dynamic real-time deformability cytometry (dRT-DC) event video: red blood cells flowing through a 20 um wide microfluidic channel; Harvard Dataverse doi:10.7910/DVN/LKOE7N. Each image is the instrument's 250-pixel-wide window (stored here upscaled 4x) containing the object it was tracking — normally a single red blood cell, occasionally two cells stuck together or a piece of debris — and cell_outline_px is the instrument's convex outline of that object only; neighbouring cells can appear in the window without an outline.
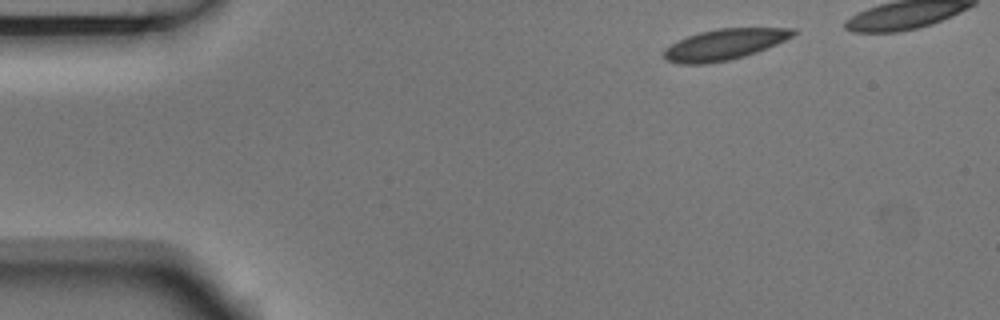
{"species": "Egyptian fruit bat (a non-hibernating species)", "species_latin": "Rousettus aegyptiacus", "temperature_condition": "room temperature", "stored_images_in_passage": 8, "segment_of_instrument_passage": [1, 2], "camera_frame_rate_fps": 3000, "um_per_image_px": 0.085, "animal": {"sex": "male"}, "frame": {"image": 1, "passage_image": 1, "time_ms": 0.0, "image_size_px": [1000, 320], "cell_outline_px": [[800, 32], [776, 44], [756, 52], [744, 56], [728, 60], [704, 64], [680, 64], [668, 60], [664, 56], [664, 48], [688, 36], [700, 32], [716, 28], [796, 28]], "centroid_in_image_um": [61.6, 3.77], "position_along_channel_um": 23.4, "area_um2": 23.06}}
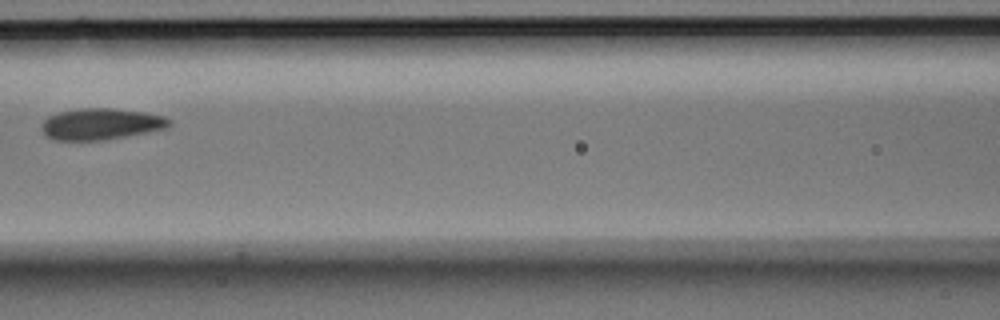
{"frame": {"image": 2, "passage_image": 6, "time_ms": 1.667, "image_size_px": [1000, 320], "cell_outline_px": [[172, 124], [168, 128], [148, 132], [104, 140], [52, 140], [44, 136], [40, 128], [40, 124], [48, 116], [60, 112], [80, 108], [112, 108], [144, 112], [164, 116], [172, 120]], "centroid_in_image_um": [8.56, 10.54], "position_along_channel_um": 158.0, "area_um2": 23.64}}
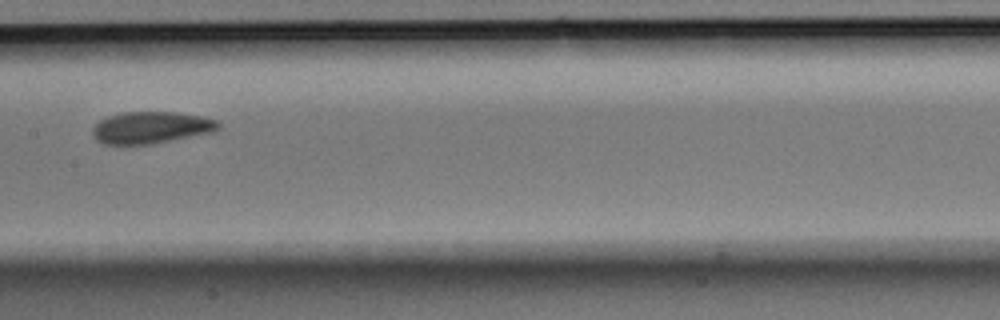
{"frame": {"image": 3, "passage_image": 7, "time_ms": 2.0, "image_size_px": [1000, 320], "cell_outline_px": [[220, 128], [212, 132], [152, 144], [104, 144], [96, 140], [92, 132], [92, 128], [100, 120], [108, 116], [120, 112], [176, 112], [200, 116], [216, 120], [220, 124]], "centroid_in_image_um": [12.82, 10.84], "position_along_channel_um": 194.6, "area_um2": 23.29}}